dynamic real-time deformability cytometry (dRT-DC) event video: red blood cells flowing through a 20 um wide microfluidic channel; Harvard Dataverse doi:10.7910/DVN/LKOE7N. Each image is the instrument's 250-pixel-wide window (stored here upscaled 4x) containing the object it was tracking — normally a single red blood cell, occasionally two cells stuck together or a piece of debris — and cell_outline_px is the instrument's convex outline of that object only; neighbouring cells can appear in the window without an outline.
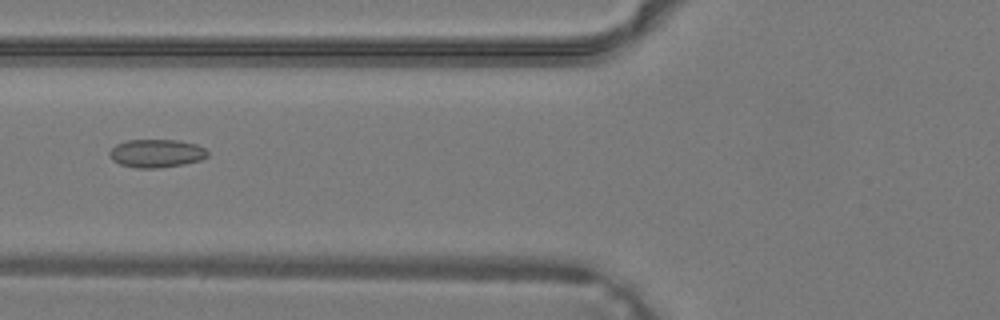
{"species": "common noctule bat (a hibernating species)", "species_latin": "Nyctalus noctula", "temperature_condition": "warm", "stored_images_in_passage": 32, "camera_frame_rate_fps": 3000, "um_per_image_px": 0.085, "animal": {"sex": "male", "body_mass_g": 19.2, "forearm_length_mm": 51.8}, "frame": {"image": 1, "passage_image": 9, "time_ms": 2.667, "image_size_px": [1000, 320], "cell_outline_px": [[208, 156], [200, 160], [184, 164], [156, 168], [136, 168], [120, 164], [112, 160], [108, 152], [116, 144], [128, 140], [176, 140], [196, 144], [204, 148], [208, 152]], "centroid_in_image_um": [13.28, 13.03], "position_along_channel_um": 112.5, "area_um2": 16.07}}
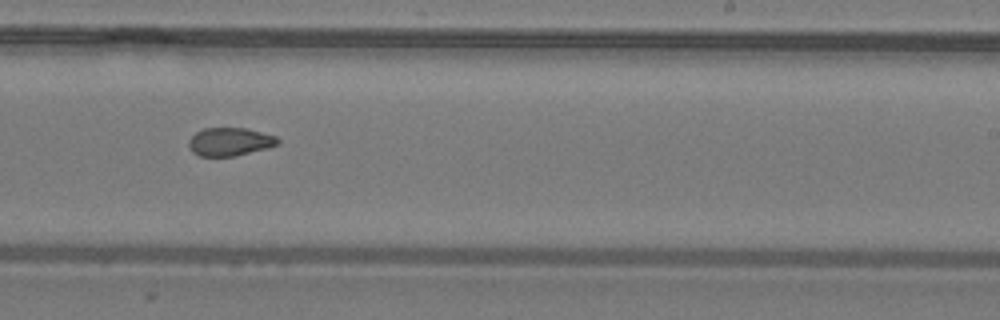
{"frame": {"image": 2, "passage_image": 18, "time_ms": 5.667, "image_size_px": [1000, 320], "cell_outline_px": [[280, 140], [276, 144], [268, 148], [236, 156], [200, 156], [192, 152], [188, 144], [188, 140], [196, 132], [204, 128], [244, 128], [276, 136]], "centroid_in_image_um": [19.51, 12.05], "position_along_channel_um": 269.5, "area_um2": 14.57}}
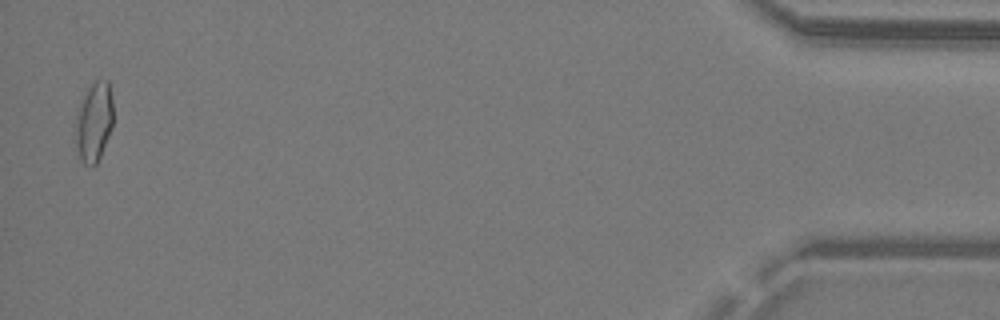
{"frame": {"image": 3, "passage_image": 32, "time_ms": 10.333, "image_size_px": [1000, 320], "cell_outline_px": [[112, 128], [100, 156], [96, 164], [92, 168], [84, 164], [80, 160], [76, 148], [76, 112], [88, 88], [96, 80], [108, 80], [112, 100]], "centroid_in_image_um": [7.98, 10.4], "position_along_channel_um": 427.2, "area_um2": 17.4}}